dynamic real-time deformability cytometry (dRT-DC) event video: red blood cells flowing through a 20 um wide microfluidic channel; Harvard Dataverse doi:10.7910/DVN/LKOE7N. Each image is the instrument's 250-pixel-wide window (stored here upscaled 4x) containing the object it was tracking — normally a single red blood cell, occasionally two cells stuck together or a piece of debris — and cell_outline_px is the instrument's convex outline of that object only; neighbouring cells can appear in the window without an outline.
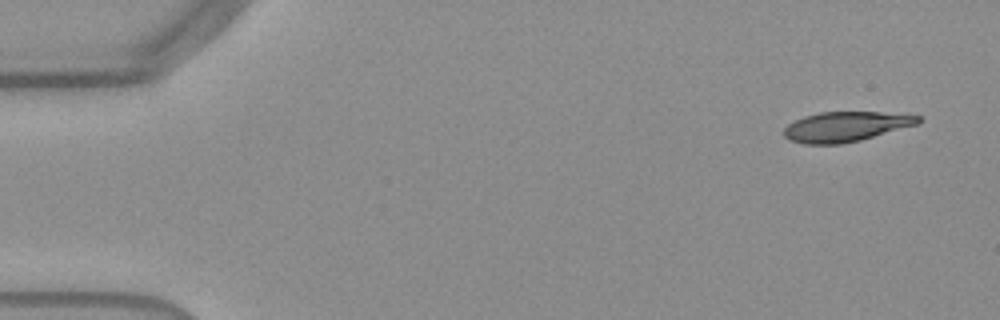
{"species": "Egyptian fruit bat (a non-hibernating species)", "species_latin": "Rousettus aegyptiacus", "temperature_condition": "warm", "stored_images_in_passage": 51, "camera_frame_rate_fps": 3000, "um_per_image_px": 0.085, "frame": {"image": 1, "passage_image": 1, "time_ms": 0.0, "image_size_px": [1000, 320], "cell_outline_px": [[920, 124], [860, 140], [840, 144], [804, 144], [788, 140], [784, 136], [784, 128], [788, 124], [804, 116], [820, 112], [880, 112], [920, 116]], "centroid_in_image_um": [71.88, 10.77], "position_along_channel_um": 13.1, "area_um2": 23.41}}
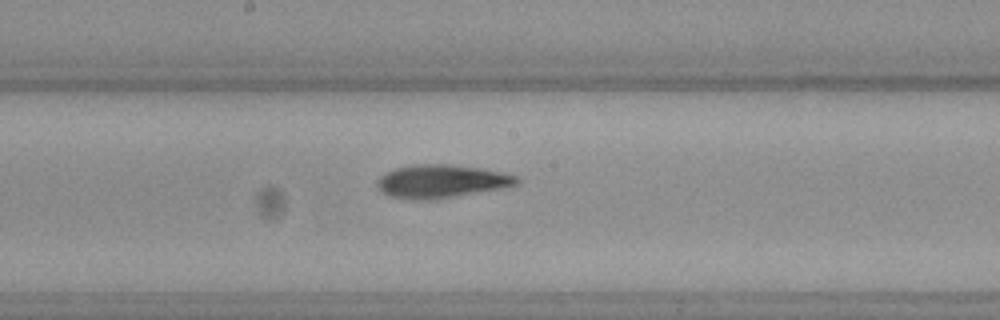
{"frame": {"image": 2, "passage_image": 26, "time_ms": 8.333, "image_size_px": [1000, 320], "cell_outline_px": [[520, 184], [504, 188], [428, 200], [392, 196], [380, 192], [376, 188], [376, 180], [384, 172], [396, 168], [412, 164], [448, 164], [480, 168], [500, 172], [516, 176], [520, 180]], "centroid_in_image_um": [37.49, 15.39], "position_along_channel_um": 210.7, "area_um2": 26.88}}
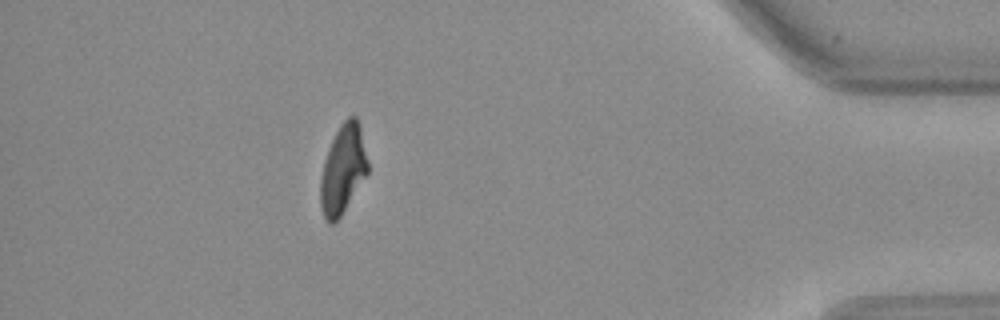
{"frame": {"image": 3, "passage_image": 45, "time_ms": 14.667, "image_size_px": [1000, 320], "cell_outline_px": [[368, 172], [340, 216], [332, 224], [328, 224], [324, 216], [320, 204], [320, 180], [324, 160], [328, 148], [340, 124], [348, 116], [356, 116], [360, 124], [368, 160]], "centroid_in_image_um": [29.14, 14.36], "position_along_channel_um": 406.1, "area_um2": 24.39}, "authors_computed_cell_mechanics": {"area_um2": 25.721, "velocity_mm_per_s": 3.8548, "shape_relaxation_time_tau1_ms": 7.1736, "shape_relaxation_time_tau2_ms": 2.9364, "deformation_change_tau1": 0.225, "deformation_change_tau2": 0.1042}}